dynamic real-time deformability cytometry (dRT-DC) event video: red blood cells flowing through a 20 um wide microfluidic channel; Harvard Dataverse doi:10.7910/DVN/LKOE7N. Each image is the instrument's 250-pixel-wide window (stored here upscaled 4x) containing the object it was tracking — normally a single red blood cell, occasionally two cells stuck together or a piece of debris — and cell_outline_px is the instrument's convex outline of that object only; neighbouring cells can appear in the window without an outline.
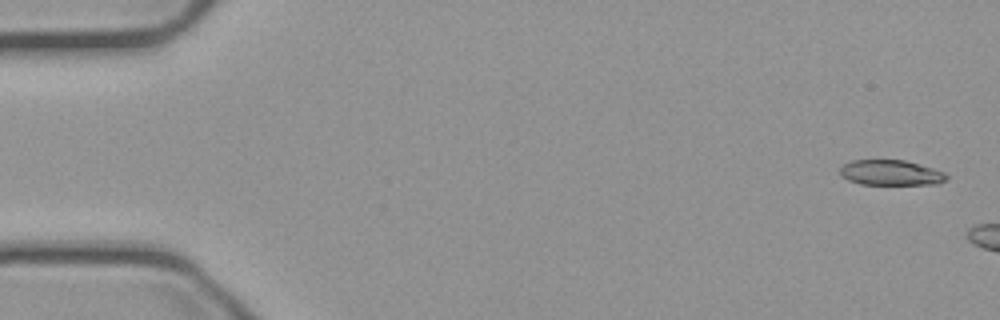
{"species": "common noctule bat (a hibernating species)", "species_latin": "Nyctalus noctula", "temperature_condition": "cold", "stored_images_in_passage": 7, "camera_frame_rate_fps": 3000, "um_per_image_px": 0.085, "animal": {"sex": "male", "body_mass_g": 23.1, "forearm_length_mm": 52.7}, "frame": {"image": 1, "passage_image": 2, "time_ms": 0.333, "image_size_px": [1000, 320], "cell_outline_px": [[948, 180], [936, 184], [860, 184], [848, 180], [840, 176], [840, 168], [844, 164], [852, 160], [904, 160], [932, 168], [944, 172], [948, 176]], "centroid_in_image_um": [75.71, 14.68], "position_along_channel_um": 9.3, "area_um2": 15.66}}